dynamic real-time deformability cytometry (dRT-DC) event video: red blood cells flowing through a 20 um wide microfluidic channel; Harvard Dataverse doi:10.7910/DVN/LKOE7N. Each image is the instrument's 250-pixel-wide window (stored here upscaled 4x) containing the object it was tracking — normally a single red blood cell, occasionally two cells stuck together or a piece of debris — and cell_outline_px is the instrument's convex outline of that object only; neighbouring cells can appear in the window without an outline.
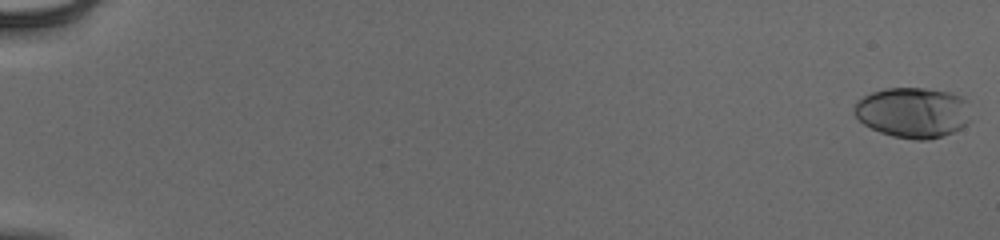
{"species": "human", "species_latin": "Homo sapiens", "temperature_condition": "cold", "stored_images_in_passage": 55, "camera_frame_rate_fps": 3000, "um_per_image_px": 0.085, "donor": {"sex": "male"}, "frame": {"image": 1, "passage_image": 1, "time_ms": 0.0, "image_size_px": [1000, 240], "cell_outline_px": [[968, 124], [952, 132], [928, 140], [916, 140], [892, 136], [880, 132], [864, 124], [852, 112], [852, 108], [856, 100], [872, 92], [884, 88], [924, 88], [948, 92], [960, 96], [968, 100]], "centroid_in_image_um": [77.57, 9.56], "position_along_channel_um": 7.4, "area_um2": 34.33}}
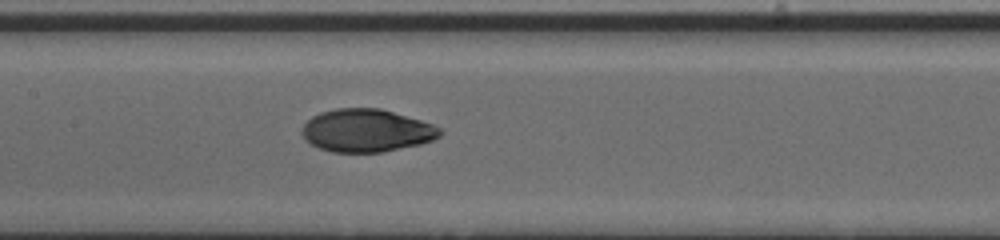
{"frame": {"image": 2, "passage_image": 30, "time_ms": 9.667, "image_size_px": [1000, 240], "cell_outline_px": [[444, 132], [440, 136], [432, 140], [420, 144], [380, 152], [332, 152], [320, 148], [304, 140], [300, 132], [304, 124], [312, 116], [320, 112], [336, 108], [380, 108], [420, 120], [432, 124], [440, 128]], "centroid_in_image_um": [31.13, 11.09], "position_along_channel_um": 176.3, "area_um2": 34.39}}
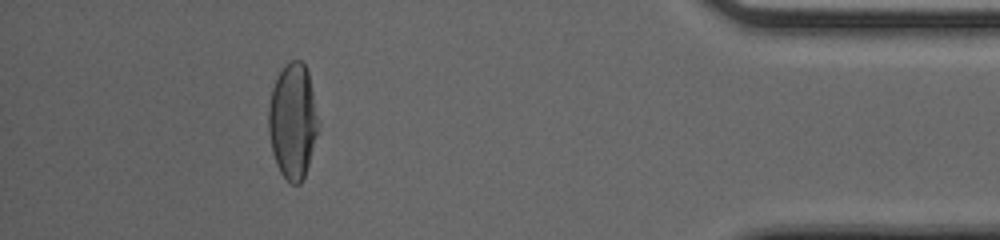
{"frame": {"image": 3, "passage_image": 51, "time_ms": 16.667, "image_size_px": [1000, 240], "cell_outline_px": [[320, 132], [304, 176], [300, 184], [292, 184], [280, 172], [276, 164], [272, 152], [268, 132], [268, 108], [272, 88], [284, 64], [292, 60], [300, 60], [304, 64], [308, 72]], "centroid_in_image_um": [24.88, 10.31], "position_along_channel_um": 410.3, "area_um2": 33.52}, "authors_computed_cell_mechanics": {"area_um2": 34.2176, "velocity_mm_per_s": 3.9386, "shape_relaxation_time_tau1_ms": 4.8742, "shape_relaxation_time_tau2_ms": 0.9899, "deformation_change_tau1": 0.2186, "deformation_change_tau2": 0.042}}